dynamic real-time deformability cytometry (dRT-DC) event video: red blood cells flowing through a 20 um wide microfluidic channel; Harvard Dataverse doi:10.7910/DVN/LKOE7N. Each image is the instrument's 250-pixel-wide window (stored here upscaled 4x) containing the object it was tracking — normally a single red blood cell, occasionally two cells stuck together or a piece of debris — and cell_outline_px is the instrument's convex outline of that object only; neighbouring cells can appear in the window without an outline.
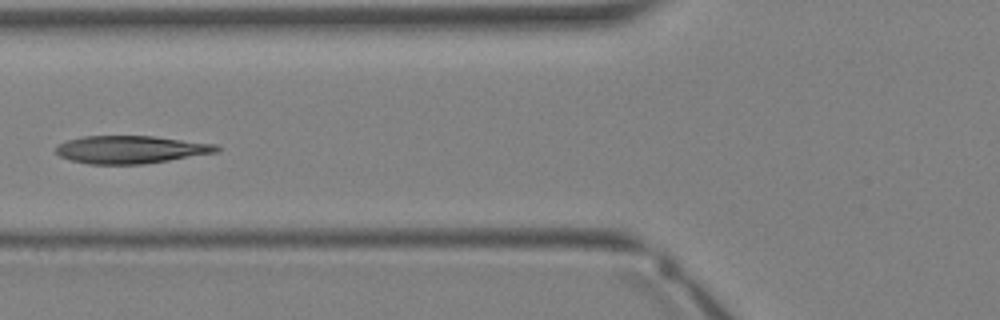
{"species": "Egyptian fruit bat (a non-hibernating species)", "species_latin": "Rousettus aegyptiacus", "temperature_condition": "warm", "stored_images_in_passage": 23, "camera_frame_rate_fps": 3000, "um_per_image_px": 0.085, "animal": {"sex": "female"}, "frame": {"image": 1, "passage_image": 4, "time_ms": 1.0, "image_size_px": [1000, 320], "cell_outline_px": [[220, 148], [216, 152], [144, 164], [88, 164], [72, 160], [60, 156], [56, 152], [56, 144], [68, 140], [84, 136], [152, 136], [216, 144]], "centroid_in_image_um": [11.07, 12.71], "position_along_channel_um": 114.7, "area_um2": 25.72}}
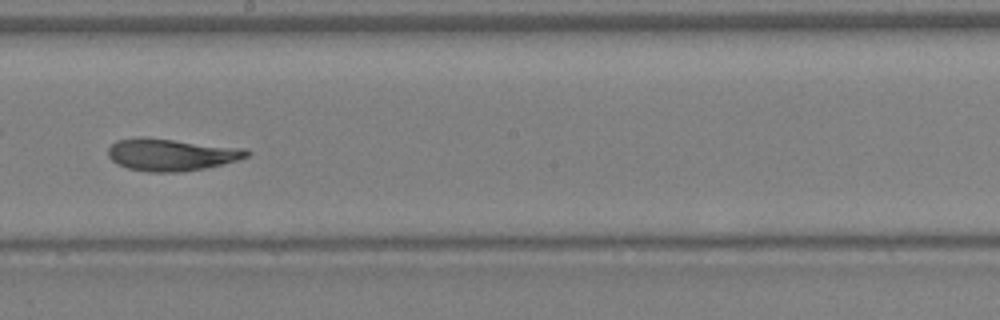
{"frame": {"image": 2, "passage_image": 10, "time_ms": 3.0, "image_size_px": [1000, 320], "cell_outline_px": [[252, 152], [248, 156], [236, 160], [204, 168], [180, 172], [148, 172], [128, 168], [112, 160], [108, 156], [108, 148], [116, 140], [140, 136], [244, 148]], "centroid_in_image_um": [14.53, 13.13], "position_along_channel_um": 233.7, "area_um2": 25.78}}
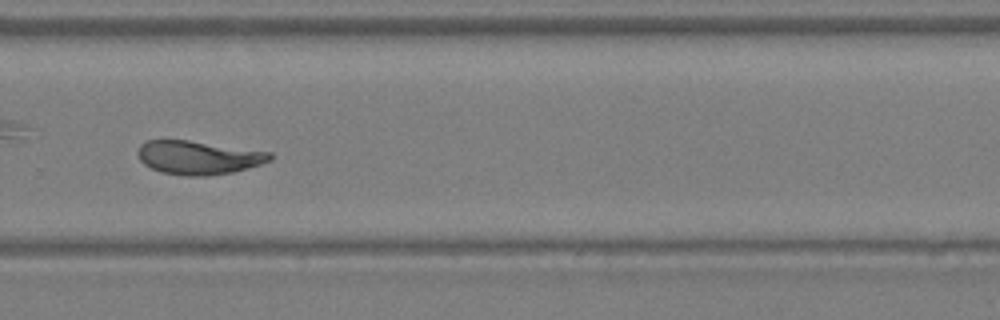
{"frame": {"image": 3, "passage_image": 14, "time_ms": 4.333, "image_size_px": [1000, 320], "cell_outline_px": [[272, 160], [260, 164], [232, 172], [204, 176], [188, 176], [160, 172], [144, 164], [140, 160], [136, 152], [140, 144], [144, 140], [188, 140], [272, 152]], "centroid_in_image_um": [16.83, 13.38], "position_along_channel_um": 313.0, "area_um2": 25.89}}